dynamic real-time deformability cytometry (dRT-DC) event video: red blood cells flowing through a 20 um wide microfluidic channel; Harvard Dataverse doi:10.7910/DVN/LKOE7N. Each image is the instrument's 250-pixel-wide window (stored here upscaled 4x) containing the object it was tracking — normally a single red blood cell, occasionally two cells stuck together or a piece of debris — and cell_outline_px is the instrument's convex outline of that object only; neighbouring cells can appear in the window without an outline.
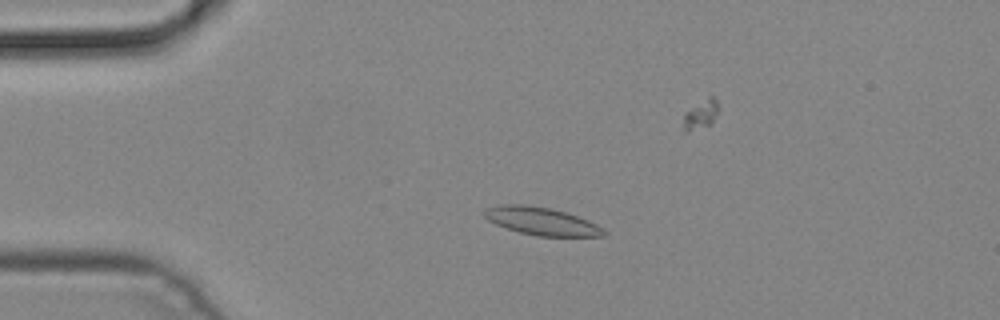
{"species": "common noctule bat (a hibernating species)", "species_latin": "Nyctalus noctula", "temperature_condition": "cold", "stored_images_in_passage": 4, "camera_frame_rate_fps": 3000, "um_per_image_px": 0.085, "animal": {"sex": "male", "body_mass_g": 19.2, "forearm_length_mm": 51.8}, "frame": {"image": 1, "passage_image": 3, "time_ms": 0.667, "image_size_px": [1000, 320], "cell_outline_px": [[608, 236], [536, 236], [520, 232], [496, 224], [488, 220], [484, 216], [484, 208], [500, 204], [524, 204], [548, 208], [564, 212], [588, 220], [604, 228], [608, 232]], "centroid_in_image_um": [46.04, 18.8], "position_along_channel_um": 39.0, "area_um2": 19.31}}